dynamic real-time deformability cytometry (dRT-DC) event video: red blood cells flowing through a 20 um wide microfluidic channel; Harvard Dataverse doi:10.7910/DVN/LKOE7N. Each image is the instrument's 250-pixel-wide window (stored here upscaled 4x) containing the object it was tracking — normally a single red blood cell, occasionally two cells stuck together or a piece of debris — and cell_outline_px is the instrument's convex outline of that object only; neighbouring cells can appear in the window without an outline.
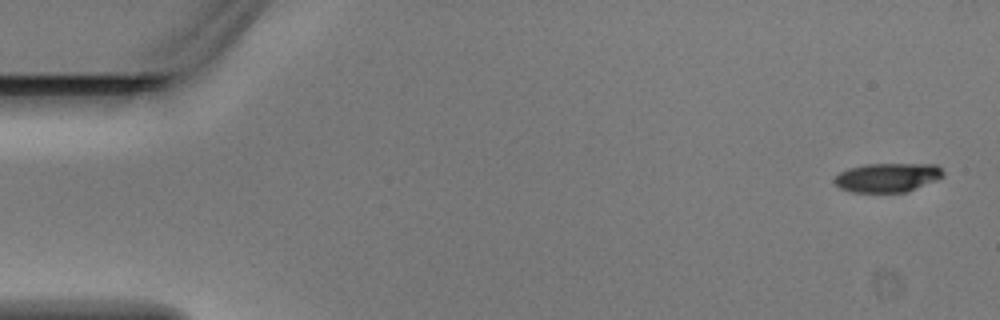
{"species": "Egyptian fruit bat (a non-hibernating species)", "species_latin": "Rousettus aegyptiacus", "temperature_condition": "warm", "stored_images_in_passage": 3, "segment_of_instrument_passage": [2, 2], "camera_frame_rate_fps": 3000, "um_per_image_px": 0.085, "animal": {"sex": "male"}, "frame": {"image": 1, "passage_image": 3, "time_ms": 0.667, "image_size_px": [1000, 320], "cell_outline_px": [[944, 176], [936, 180], [908, 192], [852, 192], [840, 188], [832, 180], [840, 172], [848, 168], [864, 164], [936, 164], [944, 172]], "centroid_in_image_um": [75.44, 15.09], "position_along_channel_um": 9.6, "area_um2": 18.5}}